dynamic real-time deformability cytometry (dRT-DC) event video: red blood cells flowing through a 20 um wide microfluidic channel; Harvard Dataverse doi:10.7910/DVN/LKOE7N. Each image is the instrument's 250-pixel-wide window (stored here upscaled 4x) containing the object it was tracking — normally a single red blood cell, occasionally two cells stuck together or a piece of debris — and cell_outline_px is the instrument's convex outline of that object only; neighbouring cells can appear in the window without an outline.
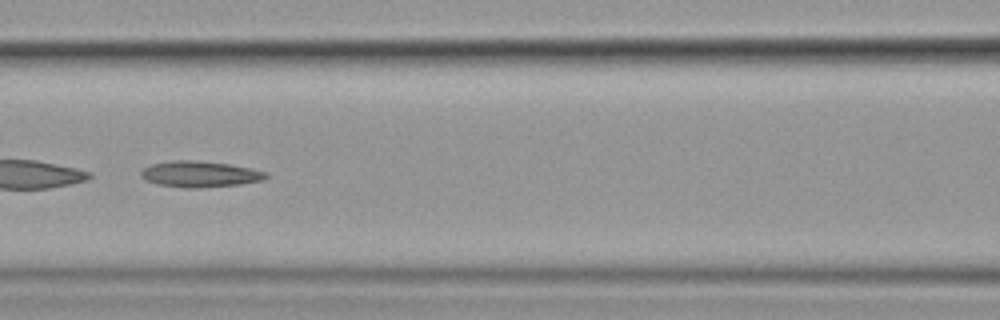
{"species": "common noctule bat (a hibernating species)", "species_latin": "Nyctalus noctula", "temperature_condition": "cold", "stored_images_in_passage": 39, "camera_frame_rate_fps": 3000, "um_per_image_px": 0.085, "animal": {"sex": "female", "body_mass_g": 19.9}, "frame": {"image": 1, "passage_image": 12, "time_ms": 3.667, "image_size_px": [1000, 320], "cell_outline_px": [[268, 176], [264, 180], [240, 184], [200, 188], [188, 188], [156, 184], [140, 176], [140, 172], [144, 168], [152, 164], [172, 160], [196, 160], [228, 164], [268, 172]], "centroid_in_image_um": [16.99, 14.8], "position_along_channel_um": 149.6, "area_um2": 18.9}}